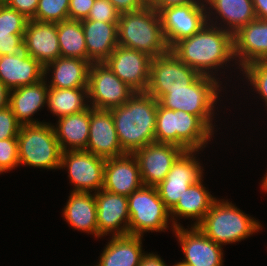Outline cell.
<instances>
[{
    "mask_svg": "<svg viewBox=\"0 0 267 266\" xmlns=\"http://www.w3.org/2000/svg\"><path fill=\"white\" fill-rule=\"evenodd\" d=\"M170 51L200 75L213 78H217L219 68L235 61L233 34L208 22L199 32L177 42Z\"/></svg>",
    "mask_w": 267,
    "mask_h": 266,
    "instance_id": "obj_1",
    "label": "cell"
},
{
    "mask_svg": "<svg viewBox=\"0 0 267 266\" xmlns=\"http://www.w3.org/2000/svg\"><path fill=\"white\" fill-rule=\"evenodd\" d=\"M242 71V73H241ZM244 79L253 86L255 92L261 96L265 107L267 106V60H259L245 65L240 69ZM245 74V75H244ZM250 81V82H249Z\"/></svg>",
    "mask_w": 267,
    "mask_h": 266,
    "instance_id": "obj_35",
    "label": "cell"
},
{
    "mask_svg": "<svg viewBox=\"0 0 267 266\" xmlns=\"http://www.w3.org/2000/svg\"><path fill=\"white\" fill-rule=\"evenodd\" d=\"M106 159L85 150L62 151L60 169L66 168L74 192L103 189Z\"/></svg>",
    "mask_w": 267,
    "mask_h": 266,
    "instance_id": "obj_12",
    "label": "cell"
},
{
    "mask_svg": "<svg viewBox=\"0 0 267 266\" xmlns=\"http://www.w3.org/2000/svg\"><path fill=\"white\" fill-rule=\"evenodd\" d=\"M204 2L207 22L232 34L256 19L252 0H204Z\"/></svg>",
    "mask_w": 267,
    "mask_h": 266,
    "instance_id": "obj_22",
    "label": "cell"
},
{
    "mask_svg": "<svg viewBox=\"0 0 267 266\" xmlns=\"http://www.w3.org/2000/svg\"><path fill=\"white\" fill-rule=\"evenodd\" d=\"M214 133L195 115L170 110L158 103L155 142L174 144L185 151L206 147Z\"/></svg>",
    "mask_w": 267,
    "mask_h": 266,
    "instance_id": "obj_6",
    "label": "cell"
},
{
    "mask_svg": "<svg viewBox=\"0 0 267 266\" xmlns=\"http://www.w3.org/2000/svg\"><path fill=\"white\" fill-rule=\"evenodd\" d=\"M262 179L263 180L261 181V183H262L261 188H262V190L267 192V171H266V174L264 175V177Z\"/></svg>",
    "mask_w": 267,
    "mask_h": 266,
    "instance_id": "obj_46",
    "label": "cell"
},
{
    "mask_svg": "<svg viewBox=\"0 0 267 266\" xmlns=\"http://www.w3.org/2000/svg\"><path fill=\"white\" fill-rule=\"evenodd\" d=\"M199 76L197 71L187 66L169 51L152 58L149 85L146 92L159 100L170 89L185 88Z\"/></svg>",
    "mask_w": 267,
    "mask_h": 266,
    "instance_id": "obj_11",
    "label": "cell"
},
{
    "mask_svg": "<svg viewBox=\"0 0 267 266\" xmlns=\"http://www.w3.org/2000/svg\"><path fill=\"white\" fill-rule=\"evenodd\" d=\"M207 189L203 184V178L187 188L177 204L169 211L172 231L176 227L182 226L180 222L178 223V218L196 220L191 226H197L203 220L212 204L217 200Z\"/></svg>",
    "mask_w": 267,
    "mask_h": 266,
    "instance_id": "obj_25",
    "label": "cell"
},
{
    "mask_svg": "<svg viewBox=\"0 0 267 266\" xmlns=\"http://www.w3.org/2000/svg\"><path fill=\"white\" fill-rule=\"evenodd\" d=\"M202 0H146L147 5H150L157 12L165 7L185 5L191 2H201Z\"/></svg>",
    "mask_w": 267,
    "mask_h": 266,
    "instance_id": "obj_42",
    "label": "cell"
},
{
    "mask_svg": "<svg viewBox=\"0 0 267 266\" xmlns=\"http://www.w3.org/2000/svg\"><path fill=\"white\" fill-rule=\"evenodd\" d=\"M152 57L141 51L117 46L104 61L110 70L135 92H146Z\"/></svg>",
    "mask_w": 267,
    "mask_h": 266,
    "instance_id": "obj_14",
    "label": "cell"
},
{
    "mask_svg": "<svg viewBox=\"0 0 267 266\" xmlns=\"http://www.w3.org/2000/svg\"><path fill=\"white\" fill-rule=\"evenodd\" d=\"M44 78V67L26 52L0 56V80L9 90L34 84Z\"/></svg>",
    "mask_w": 267,
    "mask_h": 266,
    "instance_id": "obj_24",
    "label": "cell"
},
{
    "mask_svg": "<svg viewBox=\"0 0 267 266\" xmlns=\"http://www.w3.org/2000/svg\"><path fill=\"white\" fill-rule=\"evenodd\" d=\"M5 170L0 166V174H3Z\"/></svg>",
    "mask_w": 267,
    "mask_h": 266,
    "instance_id": "obj_47",
    "label": "cell"
},
{
    "mask_svg": "<svg viewBox=\"0 0 267 266\" xmlns=\"http://www.w3.org/2000/svg\"><path fill=\"white\" fill-rule=\"evenodd\" d=\"M158 13L163 34L170 49L180 40L199 32L207 23L204 0L165 7Z\"/></svg>",
    "mask_w": 267,
    "mask_h": 266,
    "instance_id": "obj_10",
    "label": "cell"
},
{
    "mask_svg": "<svg viewBox=\"0 0 267 266\" xmlns=\"http://www.w3.org/2000/svg\"><path fill=\"white\" fill-rule=\"evenodd\" d=\"M185 150L169 143L153 142L135 151L144 186H158Z\"/></svg>",
    "mask_w": 267,
    "mask_h": 266,
    "instance_id": "obj_16",
    "label": "cell"
},
{
    "mask_svg": "<svg viewBox=\"0 0 267 266\" xmlns=\"http://www.w3.org/2000/svg\"><path fill=\"white\" fill-rule=\"evenodd\" d=\"M120 14L109 0H95L87 20L118 23Z\"/></svg>",
    "mask_w": 267,
    "mask_h": 266,
    "instance_id": "obj_36",
    "label": "cell"
},
{
    "mask_svg": "<svg viewBox=\"0 0 267 266\" xmlns=\"http://www.w3.org/2000/svg\"><path fill=\"white\" fill-rule=\"evenodd\" d=\"M46 107L58 118L89 109L88 88L49 87Z\"/></svg>",
    "mask_w": 267,
    "mask_h": 266,
    "instance_id": "obj_32",
    "label": "cell"
},
{
    "mask_svg": "<svg viewBox=\"0 0 267 266\" xmlns=\"http://www.w3.org/2000/svg\"><path fill=\"white\" fill-rule=\"evenodd\" d=\"M172 266H182V265H180V264H178V263H175V264L172 265Z\"/></svg>",
    "mask_w": 267,
    "mask_h": 266,
    "instance_id": "obj_49",
    "label": "cell"
},
{
    "mask_svg": "<svg viewBox=\"0 0 267 266\" xmlns=\"http://www.w3.org/2000/svg\"><path fill=\"white\" fill-rule=\"evenodd\" d=\"M180 242L184 259L178 264L182 266H224L223 249L209 239L197 226L184 228L176 227L173 230Z\"/></svg>",
    "mask_w": 267,
    "mask_h": 266,
    "instance_id": "obj_15",
    "label": "cell"
},
{
    "mask_svg": "<svg viewBox=\"0 0 267 266\" xmlns=\"http://www.w3.org/2000/svg\"><path fill=\"white\" fill-rule=\"evenodd\" d=\"M127 198L130 235L143 237L145 232H164L169 228L170 213L156 187L143 185Z\"/></svg>",
    "mask_w": 267,
    "mask_h": 266,
    "instance_id": "obj_8",
    "label": "cell"
},
{
    "mask_svg": "<svg viewBox=\"0 0 267 266\" xmlns=\"http://www.w3.org/2000/svg\"><path fill=\"white\" fill-rule=\"evenodd\" d=\"M257 19L267 20V0H252Z\"/></svg>",
    "mask_w": 267,
    "mask_h": 266,
    "instance_id": "obj_44",
    "label": "cell"
},
{
    "mask_svg": "<svg viewBox=\"0 0 267 266\" xmlns=\"http://www.w3.org/2000/svg\"><path fill=\"white\" fill-rule=\"evenodd\" d=\"M53 125L62 151L86 150L89 136L90 108L58 118Z\"/></svg>",
    "mask_w": 267,
    "mask_h": 266,
    "instance_id": "obj_30",
    "label": "cell"
},
{
    "mask_svg": "<svg viewBox=\"0 0 267 266\" xmlns=\"http://www.w3.org/2000/svg\"><path fill=\"white\" fill-rule=\"evenodd\" d=\"M197 227L219 245L239 242L259 232L262 226L228 200L217 199Z\"/></svg>",
    "mask_w": 267,
    "mask_h": 266,
    "instance_id": "obj_5",
    "label": "cell"
},
{
    "mask_svg": "<svg viewBox=\"0 0 267 266\" xmlns=\"http://www.w3.org/2000/svg\"><path fill=\"white\" fill-rule=\"evenodd\" d=\"M28 20L6 4L0 7V56L26 52L23 36Z\"/></svg>",
    "mask_w": 267,
    "mask_h": 266,
    "instance_id": "obj_31",
    "label": "cell"
},
{
    "mask_svg": "<svg viewBox=\"0 0 267 266\" xmlns=\"http://www.w3.org/2000/svg\"><path fill=\"white\" fill-rule=\"evenodd\" d=\"M0 166L5 173L19 166L17 138L0 140Z\"/></svg>",
    "mask_w": 267,
    "mask_h": 266,
    "instance_id": "obj_37",
    "label": "cell"
},
{
    "mask_svg": "<svg viewBox=\"0 0 267 266\" xmlns=\"http://www.w3.org/2000/svg\"><path fill=\"white\" fill-rule=\"evenodd\" d=\"M85 151L104 159L126 154L119 143L110 110L90 107L89 136Z\"/></svg>",
    "mask_w": 267,
    "mask_h": 266,
    "instance_id": "obj_18",
    "label": "cell"
},
{
    "mask_svg": "<svg viewBox=\"0 0 267 266\" xmlns=\"http://www.w3.org/2000/svg\"><path fill=\"white\" fill-rule=\"evenodd\" d=\"M142 238L130 234L111 237L94 266H139L145 254Z\"/></svg>",
    "mask_w": 267,
    "mask_h": 266,
    "instance_id": "obj_29",
    "label": "cell"
},
{
    "mask_svg": "<svg viewBox=\"0 0 267 266\" xmlns=\"http://www.w3.org/2000/svg\"><path fill=\"white\" fill-rule=\"evenodd\" d=\"M206 75H200L185 88L170 89L158 103L170 110H181L197 116L214 134L213 119L222 81ZM220 81V82H219Z\"/></svg>",
    "mask_w": 267,
    "mask_h": 266,
    "instance_id": "obj_4",
    "label": "cell"
},
{
    "mask_svg": "<svg viewBox=\"0 0 267 266\" xmlns=\"http://www.w3.org/2000/svg\"><path fill=\"white\" fill-rule=\"evenodd\" d=\"M233 54L239 70L249 63L267 60V20L256 18L239 28L233 34Z\"/></svg>",
    "mask_w": 267,
    "mask_h": 266,
    "instance_id": "obj_19",
    "label": "cell"
},
{
    "mask_svg": "<svg viewBox=\"0 0 267 266\" xmlns=\"http://www.w3.org/2000/svg\"><path fill=\"white\" fill-rule=\"evenodd\" d=\"M47 77L42 80L10 90L9 107L21 125L40 124L34 115L47 104Z\"/></svg>",
    "mask_w": 267,
    "mask_h": 266,
    "instance_id": "obj_23",
    "label": "cell"
},
{
    "mask_svg": "<svg viewBox=\"0 0 267 266\" xmlns=\"http://www.w3.org/2000/svg\"><path fill=\"white\" fill-rule=\"evenodd\" d=\"M95 0H69V19H86Z\"/></svg>",
    "mask_w": 267,
    "mask_h": 266,
    "instance_id": "obj_39",
    "label": "cell"
},
{
    "mask_svg": "<svg viewBox=\"0 0 267 266\" xmlns=\"http://www.w3.org/2000/svg\"><path fill=\"white\" fill-rule=\"evenodd\" d=\"M119 13L137 11L147 5L146 0H109Z\"/></svg>",
    "mask_w": 267,
    "mask_h": 266,
    "instance_id": "obj_41",
    "label": "cell"
},
{
    "mask_svg": "<svg viewBox=\"0 0 267 266\" xmlns=\"http://www.w3.org/2000/svg\"><path fill=\"white\" fill-rule=\"evenodd\" d=\"M90 66L87 60L60 56L44 67V77L51 72L48 87L88 88Z\"/></svg>",
    "mask_w": 267,
    "mask_h": 266,
    "instance_id": "obj_26",
    "label": "cell"
},
{
    "mask_svg": "<svg viewBox=\"0 0 267 266\" xmlns=\"http://www.w3.org/2000/svg\"><path fill=\"white\" fill-rule=\"evenodd\" d=\"M88 58L93 63L104 62L118 46L117 23L81 20Z\"/></svg>",
    "mask_w": 267,
    "mask_h": 266,
    "instance_id": "obj_27",
    "label": "cell"
},
{
    "mask_svg": "<svg viewBox=\"0 0 267 266\" xmlns=\"http://www.w3.org/2000/svg\"><path fill=\"white\" fill-rule=\"evenodd\" d=\"M135 93L104 63H91L88 79L90 107L111 110L125 104Z\"/></svg>",
    "mask_w": 267,
    "mask_h": 266,
    "instance_id": "obj_9",
    "label": "cell"
},
{
    "mask_svg": "<svg viewBox=\"0 0 267 266\" xmlns=\"http://www.w3.org/2000/svg\"><path fill=\"white\" fill-rule=\"evenodd\" d=\"M158 100L147 92H135L129 100L111 109L119 143L125 153L155 142Z\"/></svg>",
    "mask_w": 267,
    "mask_h": 266,
    "instance_id": "obj_2",
    "label": "cell"
},
{
    "mask_svg": "<svg viewBox=\"0 0 267 266\" xmlns=\"http://www.w3.org/2000/svg\"><path fill=\"white\" fill-rule=\"evenodd\" d=\"M57 35L62 57L79 58L93 63L87 55L85 36L80 20L67 19L57 23Z\"/></svg>",
    "mask_w": 267,
    "mask_h": 266,
    "instance_id": "obj_33",
    "label": "cell"
},
{
    "mask_svg": "<svg viewBox=\"0 0 267 266\" xmlns=\"http://www.w3.org/2000/svg\"><path fill=\"white\" fill-rule=\"evenodd\" d=\"M143 186L139 165L133 154L106 159L103 189L129 196Z\"/></svg>",
    "mask_w": 267,
    "mask_h": 266,
    "instance_id": "obj_20",
    "label": "cell"
},
{
    "mask_svg": "<svg viewBox=\"0 0 267 266\" xmlns=\"http://www.w3.org/2000/svg\"><path fill=\"white\" fill-rule=\"evenodd\" d=\"M67 203L63 208V217L69 226L90 233L98 238L97 204L94 193L70 192Z\"/></svg>",
    "mask_w": 267,
    "mask_h": 266,
    "instance_id": "obj_28",
    "label": "cell"
},
{
    "mask_svg": "<svg viewBox=\"0 0 267 266\" xmlns=\"http://www.w3.org/2000/svg\"><path fill=\"white\" fill-rule=\"evenodd\" d=\"M17 139L19 166L60 169L62 149L52 123L21 125Z\"/></svg>",
    "mask_w": 267,
    "mask_h": 266,
    "instance_id": "obj_7",
    "label": "cell"
},
{
    "mask_svg": "<svg viewBox=\"0 0 267 266\" xmlns=\"http://www.w3.org/2000/svg\"><path fill=\"white\" fill-rule=\"evenodd\" d=\"M20 127L21 124L9 106L0 109V140L17 138Z\"/></svg>",
    "mask_w": 267,
    "mask_h": 266,
    "instance_id": "obj_38",
    "label": "cell"
},
{
    "mask_svg": "<svg viewBox=\"0 0 267 266\" xmlns=\"http://www.w3.org/2000/svg\"><path fill=\"white\" fill-rule=\"evenodd\" d=\"M10 90L0 80V109L9 106Z\"/></svg>",
    "mask_w": 267,
    "mask_h": 266,
    "instance_id": "obj_45",
    "label": "cell"
},
{
    "mask_svg": "<svg viewBox=\"0 0 267 266\" xmlns=\"http://www.w3.org/2000/svg\"><path fill=\"white\" fill-rule=\"evenodd\" d=\"M7 1H8V0H0V2H1L2 4H6Z\"/></svg>",
    "mask_w": 267,
    "mask_h": 266,
    "instance_id": "obj_48",
    "label": "cell"
},
{
    "mask_svg": "<svg viewBox=\"0 0 267 266\" xmlns=\"http://www.w3.org/2000/svg\"><path fill=\"white\" fill-rule=\"evenodd\" d=\"M39 0H8L6 5L23 14L27 19H33Z\"/></svg>",
    "mask_w": 267,
    "mask_h": 266,
    "instance_id": "obj_40",
    "label": "cell"
},
{
    "mask_svg": "<svg viewBox=\"0 0 267 266\" xmlns=\"http://www.w3.org/2000/svg\"><path fill=\"white\" fill-rule=\"evenodd\" d=\"M118 46L135 49L152 58L170 51L159 13L150 5L120 14L117 23Z\"/></svg>",
    "mask_w": 267,
    "mask_h": 266,
    "instance_id": "obj_3",
    "label": "cell"
},
{
    "mask_svg": "<svg viewBox=\"0 0 267 266\" xmlns=\"http://www.w3.org/2000/svg\"><path fill=\"white\" fill-rule=\"evenodd\" d=\"M199 150L184 151L173 163L165 179L156 186L160 199L170 211L190 185L203 178V167L196 154Z\"/></svg>",
    "mask_w": 267,
    "mask_h": 266,
    "instance_id": "obj_13",
    "label": "cell"
},
{
    "mask_svg": "<svg viewBox=\"0 0 267 266\" xmlns=\"http://www.w3.org/2000/svg\"><path fill=\"white\" fill-rule=\"evenodd\" d=\"M26 53L43 67L61 56L57 23L28 20L24 32Z\"/></svg>",
    "mask_w": 267,
    "mask_h": 266,
    "instance_id": "obj_21",
    "label": "cell"
},
{
    "mask_svg": "<svg viewBox=\"0 0 267 266\" xmlns=\"http://www.w3.org/2000/svg\"><path fill=\"white\" fill-rule=\"evenodd\" d=\"M94 195L97 204L98 238L108 236L110 233L112 237L128 235L130 216L127 196L104 189Z\"/></svg>",
    "mask_w": 267,
    "mask_h": 266,
    "instance_id": "obj_17",
    "label": "cell"
},
{
    "mask_svg": "<svg viewBox=\"0 0 267 266\" xmlns=\"http://www.w3.org/2000/svg\"><path fill=\"white\" fill-rule=\"evenodd\" d=\"M69 0H39L33 20L59 23L69 19Z\"/></svg>",
    "mask_w": 267,
    "mask_h": 266,
    "instance_id": "obj_34",
    "label": "cell"
},
{
    "mask_svg": "<svg viewBox=\"0 0 267 266\" xmlns=\"http://www.w3.org/2000/svg\"><path fill=\"white\" fill-rule=\"evenodd\" d=\"M139 266H168L164 260L157 254L149 252L143 255Z\"/></svg>",
    "mask_w": 267,
    "mask_h": 266,
    "instance_id": "obj_43",
    "label": "cell"
}]
</instances>
